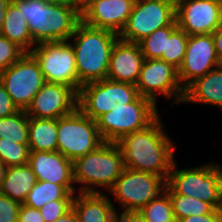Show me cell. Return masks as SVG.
<instances>
[{
	"label": "cell",
	"instance_id": "obj_1",
	"mask_svg": "<svg viewBox=\"0 0 222 222\" xmlns=\"http://www.w3.org/2000/svg\"><path fill=\"white\" fill-rule=\"evenodd\" d=\"M159 116L146 128L122 136L120 148L124 166L131 170L157 174L166 181L174 163V143L166 135Z\"/></svg>",
	"mask_w": 222,
	"mask_h": 222
},
{
	"label": "cell",
	"instance_id": "obj_2",
	"mask_svg": "<svg viewBox=\"0 0 222 222\" xmlns=\"http://www.w3.org/2000/svg\"><path fill=\"white\" fill-rule=\"evenodd\" d=\"M73 50L79 90L82 85L107 78L111 51L118 35L112 31L93 28L82 21L69 38Z\"/></svg>",
	"mask_w": 222,
	"mask_h": 222
},
{
	"label": "cell",
	"instance_id": "obj_3",
	"mask_svg": "<svg viewBox=\"0 0 222 222\" xmlns=\"http://www.w3.org/2000/svg\"><path fill=\"white\" fill-rule=\"evenodd\" d=\"M26 17L34 43L69 41L81 13L73 8L50 4L45 0H11Z\"/></svg>",
	"mask_w": 222,
	"mask_h": 222
},
{
	"label": "cell",
	"instance_id": "obj_4",
	"mask_svg": "<svg viewBox=\"0 0 222 222\" xmlns=\"http://www.w3.org/2000/svg\"><path fill=\"white\" fill-rule=\"evenodd\" d=\"M124 169L123 155L116 142H104L73 162L74 184H82L78 193H101L97 186L109 191Z\"/></svg>",
	"mask_w": 222,
	"mask_h": 222
},
{
	"label": "cell",
	"instance_id": "obj_5",
	"mask_svg": "<svg viewBox=\"0 0 222 222\" xmlns=\"http://www.w3.org/2000/svg\"><path fill=\"white\" fill-rule=\"evenodd\" d=\"M176 168L174 161L164 190L167 194L194 197L210 203L215 209L218 208L222 188V165L207 163L189 169Z\"/></svg>",
	"mask_w": 222,
	"mask_h": 222
},
{
	"label": "cell",
	"instance_id": "obj_6",
	"mask_svg": "<svg viewBox=\"0 0 222 222\" xmlns=\"http://www.w3.org/2000/svg\"><path fill=\"white\" fill-rule=\"evenodd\" d=\"M158 116L157 105L150 99L139 96L134 102L101 115L96 123L104 142H117L126 134L146 128Z\"/></svg>",
	"mask_w": 222,
	"mask_h": 222
},
{
	"label": "cell",
	"instance_id": "obj_7",
	"mask_svg": "<svg viewBox=\"0 0 222 222\" xmlns=\"http://www.w3.org/2000/svg\"><path fill=\"white\" fill-rule=\"evenodd\" d=\"M57 151L74 162L104 143L97 123L79 108L57 119Z\"/></svg>",
	"mask_w": 222,
	"mask_h": 222
},
{
	"label": "cell",
	"instance_id": "obj_8",
	"mask_svg": "<svg viewBox=\"0 0 222 222\" xmlns=\"http://www.w3.org/2000/svg\"><path fill=\"white\" fill-rule=\"evenodd\" d=\"M139 96L135 85L106 78L81 86L78 92V108L96 121L113 108L134 102Z\"/></svg>",
	"mask_w": 222,
	"mask_h": 222
},
{
	"label": "cell",
	"instance_id": "obj_9",
	"mask_svg": "<svg viewBox=\"0 0 222 222\" xmlns=\"http://www.w3.org/2000/svg\"><path fill=\"white\" fill-rule=\"evenodd\" d=\"M176 21V2L173 0H136L119 39L139 43L155 30Z\"/></svg>",
	"mask_w": 222,
	"mask_h": 222
},
{
	"label": "cell",
	"instance_id": "obj_10",
	"mask_svg": "<svg viewBox=\"0 0 222 222\" xmlns=\"http://www.w3.org/2000/svg\"><path fill=\"white\" fill-rule=\"evenodd\" d=\"M70 42L40 43L30 53L38 62L45 82L63 84L79 92L75 53Z\"/></svg>",
	"mask_w": 222,
	"mask_h": 222
},
{
	"label": "cell",
	"instance_id": "obj_11",
	"mask_svg": "<svg viewBox=\"0 0 222 222\" xmlns=\"http://www.w3.org/2000/svg\"><path fill=\"white\" fill-rule=\"evenodd\" d=\"M165 187L166 180L163 177L125 167L109 191L123 211H140L164 192Z\"/></svg>",
	"mask_w": 222,
	"mask_h": 222
},
{
	"label": "cell",
	"instance_id": "obj_12",
	"mask_svg": "<svg viewBox=\"0 0 222 222\" xmlns=\"http://www.w3.org/2000/svg\"><path fill=\"white\" fill-rule=\"evenodd\" d=\"M0 82L19 110H26L45 83L34 56L26 52L17 62L0 72Z\"/></svg>",
	"mask_w": 222,
	"mask_h": 222
},
{
	"label": "cell",
	"instance_id": "obj_13",
	"mask_svg": "<svg viewBox=\"0 0 222 222\" xmlns=\"http://www.w3.org/2000/svg\"><path fill=\"white\" fill-rule=\"evenodd\" d=\"M139 95L157 104V94L174 97V103H182L185 90L178 78V69L161 59H145L135 85Z\"/></svg>",
	"mask_w": 222,
	"mask_h": 222
},
{
	"label": "cell",
	"instance_id": "obj_14",
	"mask_svg": "<svg viewBox=\"0 0 222 222\" xmlns=\"http://www.w3.org/2000/svg\"><path fill=\"white\" fill-rule=\"evenodd\" d=\"M176 21L188 36L212 34L222 25L219 0H177Z\"/></svg>",
	"mask_w": 222,
	"mask_h": 222
},
{
	"label": "cell",
	"instance_id": "obj_15",
	"mask_svg": "<svg viewBox=\"0 0 222 222\" xmlns=\"http://www.w3.org/2000/svg\"><path fill=\"white\" fill-rule=\"evenodd\" d=\"M221 65L212 34L190 35L183 62L178 69L180 84L185 90L196 79Z\"/></svg>",
	"mask_w": 222,
	"mask_h": 222
},
{
	"label": "cell",
	"instance_id": "obj_16",
	"mask_svg": "<svg viewBox=\"0 0 222 222\" xmlns=\"http://www.w3.org/2000/svg\"><path fill=\"white\" fill-rule=\"evenodd\" d=\"M78 108V92L69 86L45 82L25 110L28 117L58 119Z\"/></svg>",
	"mask_w": 222,
	"mask_h": 222
},
{
	"label": "cell",
	"instance_id": "obj_17",
	"mask_svg": "<svg viewBox=\"0 0 222 222\" xmlns=\"http://www.w3.org/2000/svg\"><path fill=\"white\" fill-rule=\"evenodd\" d=\"M136 0H92L82 11L81 21L93 28L119 35L132 13Z\"/></svg>",
	"mask_w": 222,
	"mask_h": 222
},
{
	"label": "cell",
	"instance_id": "obj_18",
	"mask_svg": "<svg viewBox=\"0 0 222 222\" xmlns=\"http://www.w3.org/2000/svg\"><path fill=\"white\" fill-rule=\"evenodd\" d=\"M37 181L64 186L75 193L73 162L58 151H30L29 162ZM73 185V186H72Z\"/></svg>",
	"mask_w": 222,
	"mask_h": 222
},
{
	"label": "cell",
	"instance_id": "obj_19",
	"mask_svg": "<svg viewBox=\"0 0 222 222\" xmlns=\"http://www.w3.org/2000/svg\"><path fill=\"white\" fill-rule=\"evenodd\" d=\"M144 60L139 43L118 39L111 51L107 78L136 85Z\"/></svg>",
	"mask_w": 222,
	"mask_h": 222
},
{
	"label": "cell",
	"instance_id": "obj_20",
	"mask_svg": "<svg viewBox=\"0 0 222 222\" xmlns=\"http://www.w3.org/2000/svg\"><path fill=\"white\" fill-rule=\"evenodd\" d=\"M72 208L78 222H116L118 213L104 193L79 192V195H74Z\"/></svg>",
	"mask_w": 222,
	"mask_h": 222
},
{
	"label": "cell",
	"instance_id": "obj_21",
	"mask_svg": "<svg viewBox=\"0 0 222 222\" xmlns=\"http://www.w3.org/2000/svg\"><path fill=\"white\" fill-rule=\"evenodd\" d=\"M215 105L222 109V65L196 79L186 89L182 103Z\"/></svg>",
	"mask_w": 222,
	"mask_h": 222
},
{
	"label": "cell",
	"instance_id": "obj_22",
	"mask_svg": "<svg viewBox=\"0 0 222 222\" xmlns=\"http://www.w3.org/2000/svg\"><path fill=\"white\" fill-rule=\"evenodd\" d=\"M37 179L29 164L9 166L0 193L11 200L23 204L26 195L36 184Z\"/></svg>",
	"mask_w": 222,
	"mask_h": 222
},
{
	"label": "cell",
	"instance_id": "obj_23",
	"mask_svg": "<svg viewBox=\"0 0 222 222\" xmlns=\"http://www.w3.org/2000/svg\"><path fill=\"white\" fill-rule=\"evenodd\" d=\"M0 35L16 43L25 52H31L33 46L36 45L30 33L26 17L12 2L6 9Z\"/></svg>",
	"mask_w": 222,
	"mask_h": 222
},
{
	"label": "cell",
	"instance_id": "obj_24",
	"mask_svg": "<svg viewBox=\"0 0 222 222\" xmlns=\"http://www.w3.org/2000/svg\"><path fill=\"white\" fill-rule=\"evenodd\" d=\"M57 119L28 117L30 151H57Z\"/></svg>",
	"mask_w": 222,
	"mask_h": 222
},
{
	"label": "cell",
	"instance_id": "obj_25",
	"mask_svg": "<svg viewBox=\"0 0 222 222\" xmlns=\"http://www.w3.org/2000/svg\"><path fill=\"white\" fill-rule=\"evenodd\" d=\"M75 193H70L64 186L48 181H37L23 202L32 208L40 209L46 203L55 200H73Z\"/></svg>",
	"mask_w": 222,
	"mask_h": 222
},
{
	"label": "cell",
	"instance_id": "obj_26",
	"mask_svg": "<svg viewBox=\"0 0 222 222\" xmlns=\"http://www.w3.org/2000/svg\"><path fill=\"white\" fill-rule=\"evenodd\" d=\"M0 138L28 145V116L26 111L19 110L12 116L0 118Z\"/></svg>",
	"mask_w": 222,
	"mask_h": 222
},
{
	"label": "cell",
	"instance_id": "obj_27",
	"mask_svg": "<svg viewBox=\"0 0 222 222\" xmlns=\"http://www.w3.org/2000/svg\"><path fill=\"white\" fill-rule=\"evenodd\" d=\"M168 195L172 204L173 214L176 222L184 217L209 214L215 210L210 203L194 197L180 194Z\"/></svg>",
	"mask_w": 222,
	"mask_h": 222
},
{
	"label": "cell",
	"instance_id": "obj_28",
	"mask_svg": "<svg viewBox=\"0 0 222 222\" xmlns=\"http://www.w3.org/2000/svg\"><path fill=\"white\" fill-rule=\"evenodd\" d=\"M178 28V23L159 28L139 42L145 59H161L166 54V35H171Z\"/></svg>",
	"mask_w": 222,
	"mask_h": 222
},
{
	"label": "cell",
	"instance_id": "obj_29",
	"mask_svg": "<svg viewBox=\"0 0 222 222\" xmlns=\"http://www.w3.org/2000/svg\"><path fill=\"white\" fill-rule=\"evenodd\" d=\"M147 222H176L169 195L164 191L139 211Z\"/></svg>",
	"mask_w": 222,
	"mask_h": 222
},
{
	"label": "cell",
	"instance_id": "obj_30",
	"mask_svg": "<svg viewBox=\"0 0 222 222\" xmlns=\"http://www.w3.org/2000/svg\"><path fill=\"white\" fill-rule=\"evenodd\" d=\"M187 41L188 35L179 27L171 35H166V54H162L161 60L179 69L185 56Z\"/></svg>",
	"mask_w": 222,
	"mask_h": 222
},
{
	"label": "cell",
	"instance_id": "obj_31",
	"mask_svg": "<svg viewBox=\"0 0 222 222\" xmlns=\"http://www.w3.org/2000/svg\"><path fill=\"white\" fill-rule=\"evenodd\" d=\"M29 154L28 145L2 141V138H0V160L7 167L28 164Z\"/></svg>",
	"mask_w": 222,
	"mask_h": 222
},
{
	"label": "cell",
	"instance_id": "obj_32",
	"mask_svg": "<svg viewBox=\"0 0 222 222\" xmlns=\"http://www.w3.org/2000/svg\"><path fill=\"white\" fill-rule=\"evenodd\" d=\"M25 53L16 43L0 35V72L17 62Z\"/></svg>",
	"mask_w": 222,
	"mask_h": 222
},
{
	"label": "cell",
	"instance_id": "obj_33",
	"mask_svg": "<svg viewBox=\"0 0 222 222\" xmlns=\"http://www.w3.org/2000/svg\"><path fill=\"white\" fill-rule=\"evenodd\" d=\"M73 200H55L46 203L39 211L44 222H53L72 208Z\"/></svg>",
	"mask_w": 222,
	"mask_h": 222
},
{
	"label": "cell",
	"instance_id": "obj_34",
	"mask_svg": "<svg viewBox=\"0 0 222 222\" xmlns=\"http://www.w3.org/2000/svg\"><path fill=\"white\" fill-rule=\"evenodd\" d=\"M21 204L0 193V222H18Z\"/></svg>",
	"mask_w": 222,
	"mask_h": 222
},
{
	"label": "cell",
	"instance_id": "obj_35",
	"mask_svg": "<svg viewBox=\"0 0 222 222\" xmlns=\"http://www.w3.org/2000/svg\"><path fill=\"white\" fill-rule=\"evenodd\" d=\"M19 109L13 104L10 95L0 82V118L14 115Z\"/></svg>",
	"mask_w": 222,
	"mask_h": 222
},
{
	"label": "cell",
	"instance_id": "obj_36",
	"mask_svg": "<svg viewBox=\"0 0 222 222\" xmlns=\"http://www.w3.org/2000/svg\"><path fill=\"white\" fill-rule=\"evenodd\" d=\"M18 222H44L39 209L21 204Z\"/></svg>",
	"mask_w": 222,
	"mask_h": 222
},
{
	"label": "cell",
	"instance_id": "obj_37",
	"mask_svg": "<svg viewBox=\"0 0 222 222\" xmlns=\"http://www.w3.org/2000/svg\"><path fill=\"white\" fill-rule=\"evenodd\" d=\"M177 222H222V217L218 210L215 209L212 213L184 217L179 219Z\"/></svg>",
	"mask_w": 222,
	"mask_h": 222
},
{
	"label": "cell",
	"instance_id": "obj_38",
	"mask_svg": "<svg viewBox=\"0 0 222 222\" xmlns=\"http://www.w3.org/2000/svg\"><path fill=\"white\" fill-rule=\"evenodd\" d=\"M116 222H147L139 211H123L117 214Z\"/></svg>",
	"mask_w": 222,
	"mask_h": 222
},
{
	"label": "cell",
	"instance_id": "obj_39",
	"mask_svg": "<svg viewBox=\"0 0 222 222\" xmlns=\"http://www.w3.org/2000/svg\"><path fill=\"white\" fill-rule=\"evenodd\" d=\"M216 55L222 64V25L212 33Z\"/></svg>",
	"mask_w": 222,
	"mask_h": 222
},
{
	"label": "cell",
	"instance_id": "obj_40",
	"mask_svg": "<svg viewBox=\"0 0 222 222\" xmlns=\"http://www.w3.org/2000/svg\"><path fill=\"white\" fill-rule=\"evenodd\" d=\"M50 4L70 7L82 13V9L75 3V0H45Z\"/></svg>",
	"mask_w": 222,
	"mask_h": 222
},
{
	"label": "cell",
	"instance_id": "obj_41",
	"mask_svg": "<svg viewBox=\"0 0 222 222\" xmlns=\"http://www.w3.org/2000/svg\"><path fill=\"white\" fill-rule=\"evenodd\" d=\"M53 222H78V218L73 208H71L67 213Z\"/></svg>",
	"mask_w": 222,
	"mask_h": 222
},
{
	"label": "cell",
	"instance_id": "obj_42",
	"mask_svg": "<svg viewBox=\"0 0 222 222\" xmlns=\"http://www.w3.org/2000/svg\"><path fill=\"white\" fill-rule=\"evenodd\" d=\"M11 0H0V30L3 25L4 17L6 14V9L10 4Z\"/></svg>",
	"mask_w": 222,
	"mask_h": 222
},
{
	"label": "cell",
	"instance_id": "obj_43",
	"mask_svg": "<svg viewBox=\"0 0 222 222\" xmlns=\"http://www.w3.org/2000/svg\"><path fill=\"white\" fill-rule=\"evenodd\" d=\"M7 168L8 167L0 160V188L2 186V182L4 181Z\"/></svg>",
	"mask_w": 222,
	"mask_h": 222
},
{
	"label": "cell",
	"instance_id": "obj_44",
	"mask_svg": "<svg viewBox=\"0 0 222 222\" xmlns=\"http://www.w3.org/2000/svg\"><path fill=\"white\" fill-rule=\"evenodd\" d=\"M92 0H75V3L83 10Z\"/></svg>",
	"mask_w": 222,
	"mask_h": 222
},
{
	"label": "cell",
	"instance_id": "obj_45",
	"mask_svg": "<svg viewBox=\"0 0 222 222\" xmlns=\"http://www.w3.org/2000/svg\"><path fill=\"white\" fill-rule=\"evenodd\" d=\"M217 210H218L220 216L222 217V188H221V192H220V203H219Z\"/></svg>",
	"mask_w": 222,
	"mask_h": 222
}]
</instances>
